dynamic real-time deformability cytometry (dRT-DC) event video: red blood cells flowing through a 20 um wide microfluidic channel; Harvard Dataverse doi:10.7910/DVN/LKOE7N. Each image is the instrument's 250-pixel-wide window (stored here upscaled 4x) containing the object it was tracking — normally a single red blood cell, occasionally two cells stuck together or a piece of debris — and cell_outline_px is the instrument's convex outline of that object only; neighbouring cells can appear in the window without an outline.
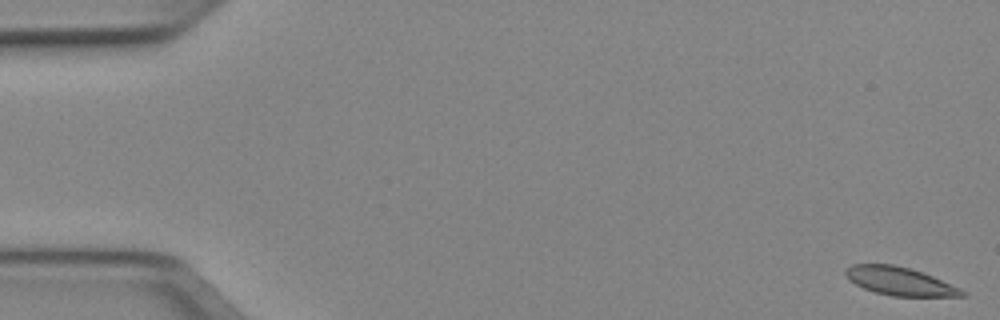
{"species": "Egyptian fruit bat (a non-hibernating species)", "species_latin": "Rousettus aegyptiacus", "temperature_condition": "cold", "stored_images_in_passage": 52, "camera_frame_rate_fps": 3000, "um_per_image_px": 0.085, "animal": {"sex": "female"}, "frame": {"image": 1, "passage_image": 1, "time_ms": 0.0, "image_size_px": [1000, 320], "cell_outline_px": [[968, 296], [892, 296], [876, 292], [864, 288], [848, 280], [844, 272], [852, 264], [892, 264], [908, 268], [932, 276], [960, 288], [968, 292]], "centroid_in_image_um": [76.49, 23.91], "position_along_channel_um": 8.5, "area_um2": 18.96}}
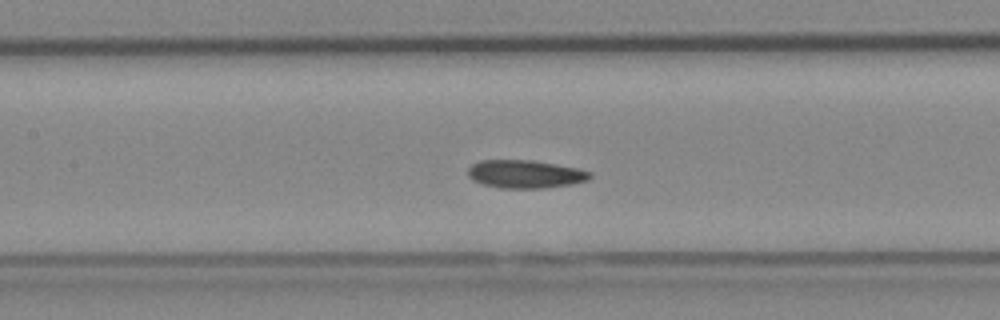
{"frame": {"image": 2, "passage_image": 24, "time_ms": 7.667, "image_size_px": [1000, 320], "cell_outline_px": [[592, 176], [588, 180], [572, 184], [544, 188], [500, 188], [484, 184], [472, 180], [468, 176], [468, 168], [472, 164], [480, 160], [532, 160], [580, 168], [592, 172]], "centroid_in_image_um": [44.67, 14.79], "position_along_channel_um": 162.7, "area_um2": 20.11}}
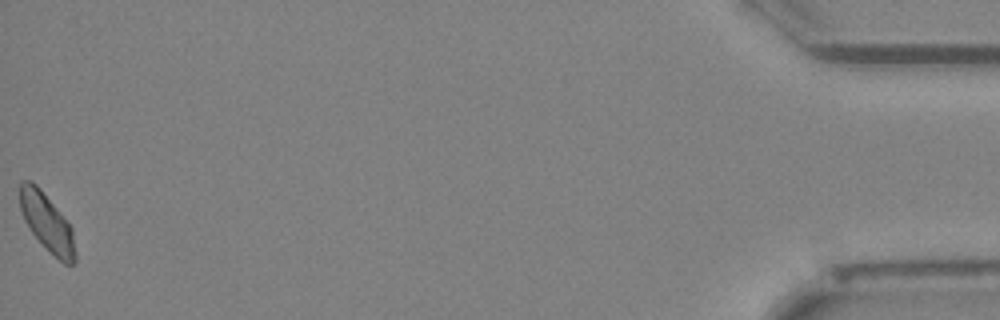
{"frame": {"image": 3, "passage_image": 52, "time_ms": 17.0, "image_size_px": [1000, 320], "cell_outline_px": [[76, 260], [72, 264], [64, 264], [32, 232], [24, 220], [20, 208], [20, 180], [32, 180], [40, 188], [72, 228], [76, 252]], "centroid_in_image_um": [3.99, 18.88], "position_along_channel_um": 431.2, "area_um2": 18.15}, "authors_computed_cell_mechanics": {"area_um2": 19.5364, "velocity_mm_per_s": 3.9185, "shape_relaxation_time_tau1_ms": null, "shape_relaxation_time_tau2_ms": 1.5902, "deformation_change_tau1": null, "deformation_change_tau2": 0.0356}}